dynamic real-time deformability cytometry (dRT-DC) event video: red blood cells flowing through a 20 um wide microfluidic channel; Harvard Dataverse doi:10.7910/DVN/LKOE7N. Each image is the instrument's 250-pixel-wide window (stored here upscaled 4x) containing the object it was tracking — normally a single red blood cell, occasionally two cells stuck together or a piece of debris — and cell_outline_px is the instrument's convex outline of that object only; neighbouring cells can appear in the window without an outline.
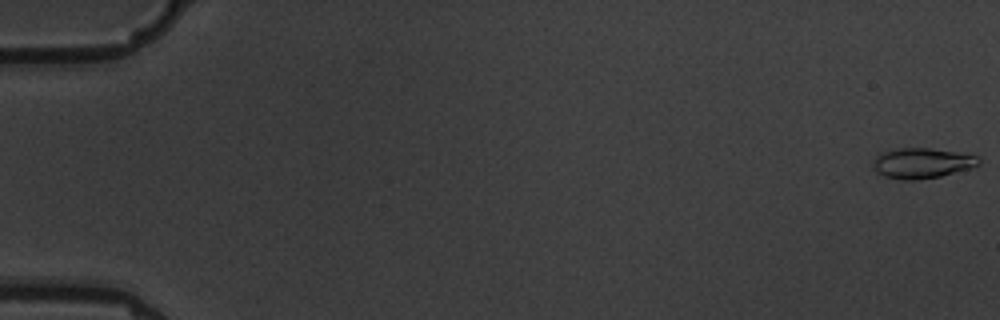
{"species": "common noctule bat (a hibernating species)", "species_latin": "Nyctalus noctula", "temperature_condition": "warm", "stored_images_in_passage": 11, "camera_frame_rate_fps": 3000, "um_per_image_px": 0.085, "animal": {"sex": "male", "body_mass_g": 19.5, "forearm_length_mm": 54.6}, "frame": {"image": 1, "passage_image": 1, "time_ms": 0.0, "image_size_px": [1000, 320], "cell_outline_px": [[980, 164], [972, 168], [940, 176], [916, 180], [900, 180], [884, 176], [876, 172], [872, 164], [872, 160], [880, 152], [896, 148], [928, 148], [956, 152], [976, 156], [980, 160]], "centroid_in_image_um": [78.32, 13.87], "position_along_channel_um": 6.7, "area_um2": 18.79}}
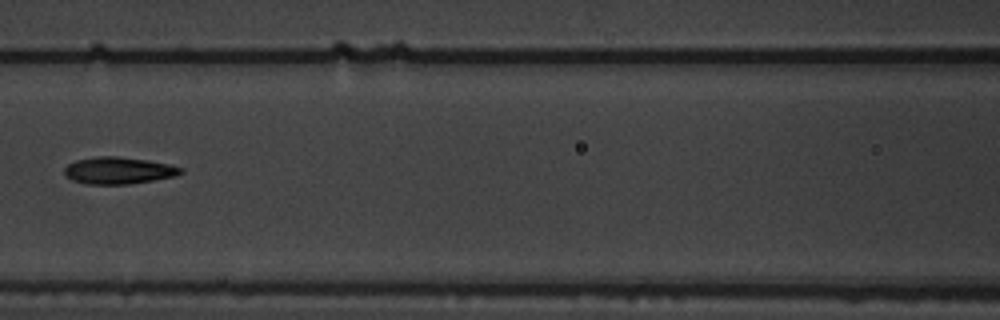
{"frame": {"image": 2, "passage_image": 8, "time_ms": 9.0, "image_size_px": [1000, 320], "cell_outline_px": [[184, 172], [176, 176], [128, 184], [84, 184], [72, 180], [64, 176], [64, 168], [68, 164], [76, 160], [96, 156], [116, 156], [148, 160], [168, 164], [184, 168]], "centroid_in_image_um": [10.05, 14.49], "position_along_channel_um": 156.5, "area_um2": 18.38}}
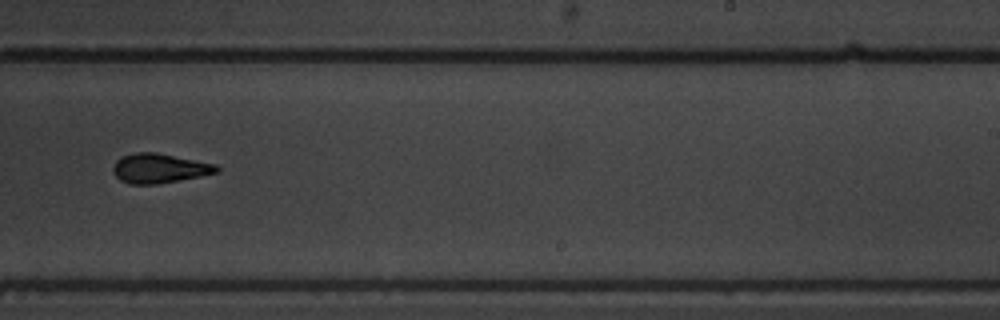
{"frame": {"image": 3, "passage_image": 11, "time_ms": 12.333, "image_size_px": [1000, 320], "cell_outline_px": [[220, 172], [200, 176], [156, 184], [128, 184], [120, 180], [112, 172], [112, 168], [116, 160], [120, 156], [136, 152], [156, 152], [216, 164], [220, 168]], "centroid_in_image_um": [13.52, 14.3], "position_along_channel_um": 275.5, "area_um2": 17.92}}